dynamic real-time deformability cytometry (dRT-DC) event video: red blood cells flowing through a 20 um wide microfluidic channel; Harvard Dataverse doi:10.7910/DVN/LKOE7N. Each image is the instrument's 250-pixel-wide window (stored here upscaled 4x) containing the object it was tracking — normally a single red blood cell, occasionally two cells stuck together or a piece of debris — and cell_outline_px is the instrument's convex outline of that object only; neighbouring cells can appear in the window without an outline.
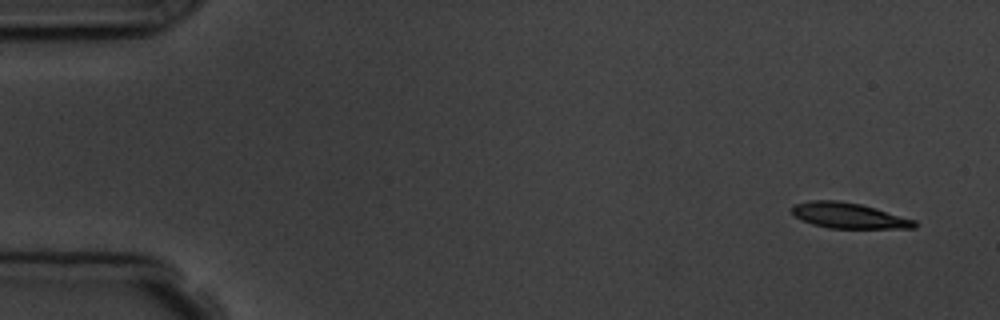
{"species": "common noctule bat (a hibernating species)", "species_latin": "Nyctalus noctula", "temperature_condition": "room temperature", "stored_images_in_passage": 6, "camera_frame_rate_fps": 3000, "um_per_image_px": 0.085, "animal": {"sex": "male", "body_mass_g": 19.5, "forearm_length_mm": 54.6}, "frame": {"image": 1, "passage_image": 1, "time_ms": 0.0, "image_size_px": [1000, 320], "cell_outline_px": [[916, 228], [828, 228], [812, 224], [800, 220], [792, 216], [788, 208], [792, 204], [812, 200], [836, 200], [860, 204], [916, 220]], "centroid_in_image_um": [72.03, 18.32], "position_along_channel_um": 13.0, "area_um2": 18.44}}